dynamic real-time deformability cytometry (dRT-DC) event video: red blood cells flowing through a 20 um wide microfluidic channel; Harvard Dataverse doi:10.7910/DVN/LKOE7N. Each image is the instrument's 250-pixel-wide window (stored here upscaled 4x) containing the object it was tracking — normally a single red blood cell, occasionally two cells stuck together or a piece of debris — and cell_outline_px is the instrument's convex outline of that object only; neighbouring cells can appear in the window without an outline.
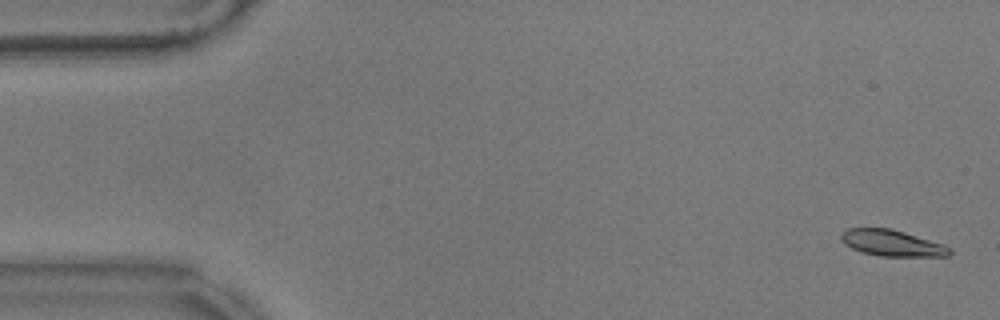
{"species": "common noctule bat (a hibernating species)", "species_latin": "Nyctalus noctula", "temperature_condition": "warm", "stored_images_in_passage": 58, "segment_of_instrument_passage": [1, 2], "camera_frame_rate_fps": 3000, "um_per_image_px": 0.085, "animal": {"sex": "male", "body_mass_g": 17.9}, "frame": {"image": 1, "passage_image": 2, "time_ms": 0.333, "image_size_px": [1000, 320], "cell_outline_px": [[952, 252], [948, 256], [880, 256], [864, 252], [852, 248], [844, 244], [840, 240], [840, 236], [848, 228], [892, 228], [944, 244], [952, 248]], "centroid_in_image_um": [75.85, 20.65], "position_along_channel_um": 9.2, "area_um2": 16.59}}
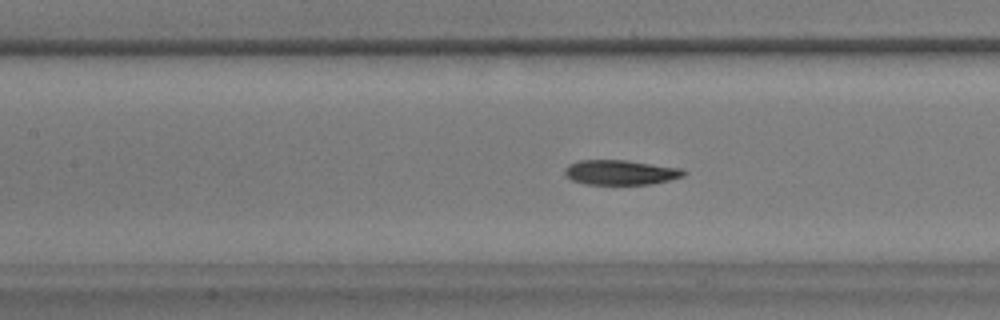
{"frame": {"image": 2, "passage_image": 25, "time_ms": 8.0, "image_size_px": [1000, 320], "cell_outline_px": [[688, 172], [684, 176], [652, 184], [584, 184], [572, 180], [564, 172], [564, 168], [568, 164], [580, 160], [628, 160], [684, 168]], "centroid_in_image_um": [52.79, 14.64], "position_along_channel_um": 154.6, "area_um2": 17.4}}
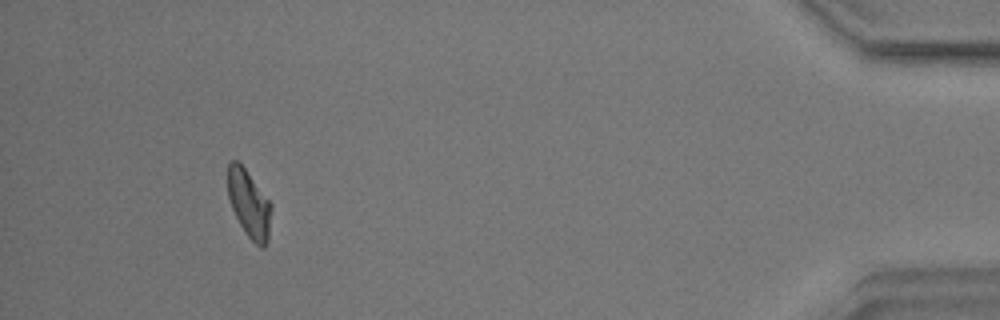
{"frame": {"image": 3, "passage_image": 53, "time_ms": 17.333, "image_size_px": [1000, 320], "cell_outline_px": [[272, 208], [268, 240], [264, 248], [260, 248], [244, 232], [232, 208], [228, 196], [228, 164], [232, 160], [236, 160], [244, 168], [272, 204]], "centroid_in_image_um": [21.18, 17.36], "position_along_channel_um": 414.0, "area_um2": 16.94}}